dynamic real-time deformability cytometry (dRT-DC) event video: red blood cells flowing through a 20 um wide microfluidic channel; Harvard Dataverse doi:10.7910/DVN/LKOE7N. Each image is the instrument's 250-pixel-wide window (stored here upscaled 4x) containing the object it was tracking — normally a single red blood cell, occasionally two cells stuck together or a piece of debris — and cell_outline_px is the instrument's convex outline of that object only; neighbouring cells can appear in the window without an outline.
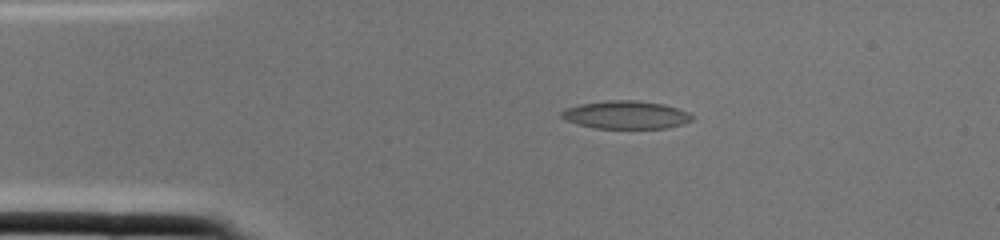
{"species": "common noctule bat (a hibernating species)", "species_latin": "Nyctalus noctula", "temperature_condition": "cold", "stored_images_in_passage": 1, "camera_frame_rate_fps": 3000, "um_per_image_px": 0.085, "animal": {"sex": "female", "body_mass_g": 22.0, "forearm_length_mm": 56.7}, "frame": {"image": 1, "passage_image": 1, "time_ms": 0.0, "image_size_px": [1000, 240], "cell_outline_px": [[692, 120], [684, 124], [668, 128], [592, 128], [568, 120], [560, 116], [560, 112], [564, 108], [580, 104], [608, 100], [636, 100], [664, 104], [688, 112], [692, 116]], "centroid_in_image_um": [53.2, 9.76], "position_along_channel_um": 31.8, "area_um2": 21.27}}